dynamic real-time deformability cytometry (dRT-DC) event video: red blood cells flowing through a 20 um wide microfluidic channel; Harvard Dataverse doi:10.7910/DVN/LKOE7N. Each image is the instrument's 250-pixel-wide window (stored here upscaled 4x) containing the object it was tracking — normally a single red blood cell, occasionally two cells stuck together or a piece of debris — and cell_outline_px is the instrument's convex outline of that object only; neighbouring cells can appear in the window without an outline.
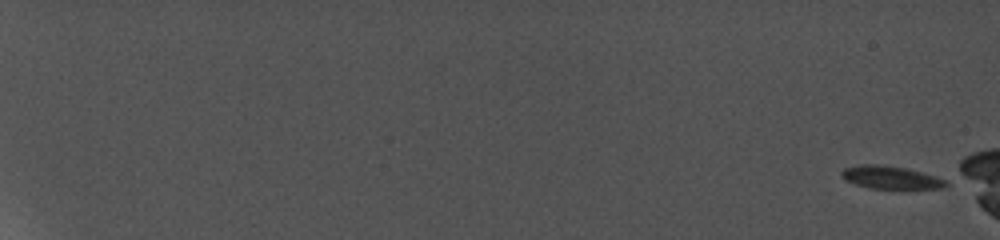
{"species": "common noctule bat (a hibernating species)", "species_latin": "Nyctalus noctula", "temperature_condition": "cold", "stored_images_in_passage": 11, "camera_frame_rate_fps": 5000, "um_per_image_px": 0.085, "animal": {"sex": "female", "body_mass_g": 19.0, "forearm_length_mm": 56.7}, "frame": {"image": 1, "passage_image": 1, "time_ms": 0.0, "image_size_px": [1000, 240], "cell_outline_px": [[948, 184], [936, 188], [876, 188], [860, 184], [848, 180], [844, 176], [844, 172], [848, 168], [904, 168], [944, 180]], "centroid_in_image_um": [75.85, 15.16], "position_along_channel_um": 9.1, "area_um2": 11.62}}
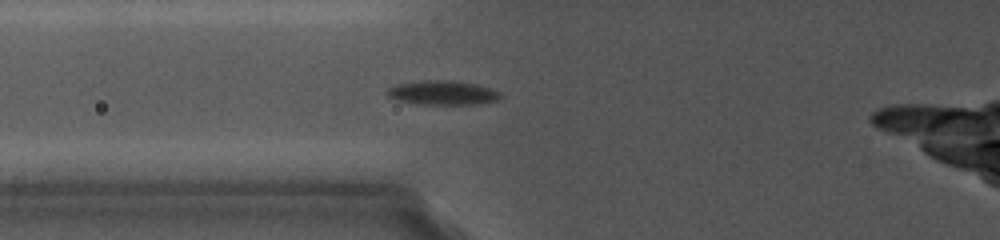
{"frame": {"image": 2, "passage_image": 11, "time_ms": 9.2, "image_size_px": [1000, 240], "cell_outline_px": [[500, 96], [492, 100], [468, 104], [428, 104], [400, 100], [388, 96], [388, 88], [396, 84], [428, 80], [432, 80], [472, 84], [496, 92]], "centroid_in_image_um": [37.48, 7.88], "position_along_channel_um": 88.3, "area_um2": 14.62}}